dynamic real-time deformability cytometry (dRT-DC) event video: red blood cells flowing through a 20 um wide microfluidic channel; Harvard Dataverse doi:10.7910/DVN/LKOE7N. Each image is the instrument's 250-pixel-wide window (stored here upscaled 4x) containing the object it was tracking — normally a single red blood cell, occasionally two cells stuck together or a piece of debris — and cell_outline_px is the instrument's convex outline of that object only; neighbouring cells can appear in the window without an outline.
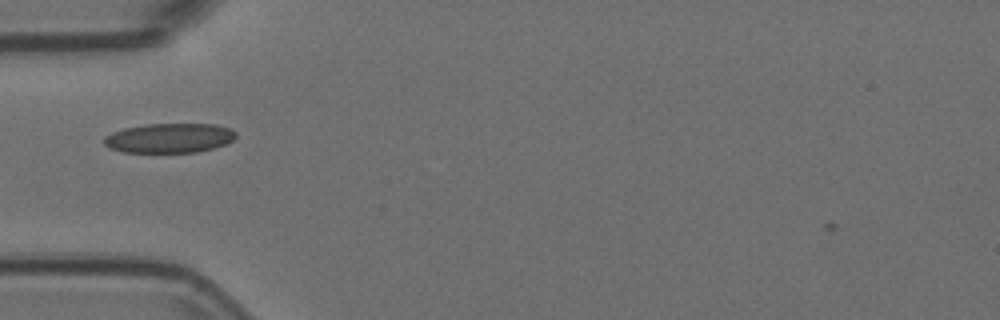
{"species": "Egyptian fruit bat (a non-hibernating species)", "species_latin": "Rousettus aegyptiacus", "temperature_condition": "room temperature", "stored_images_in_passage": 32, "camera_frame_rate_fps": 3000, "um_per_image_px": 0.085, "animal": {"sex": "female"}, "frame": {"image": 1, "passage_image": 2, "time_ms": 0.333, "image_size_px": [1000, 320], "cell_outline_px": [[236, 136], [232, 140], [224, 144], [212, 148], [196, 152], [124, 152], [112, 148], [104, 144], [104, 136], [112, 132], [124, 128], [148, 124], [216, 124], [232, 128], [236, 132]], "centroid_in_image_um": [14.41, 11.72], "position_along_channel_um": 70.6, "area_um2": 22.6}}
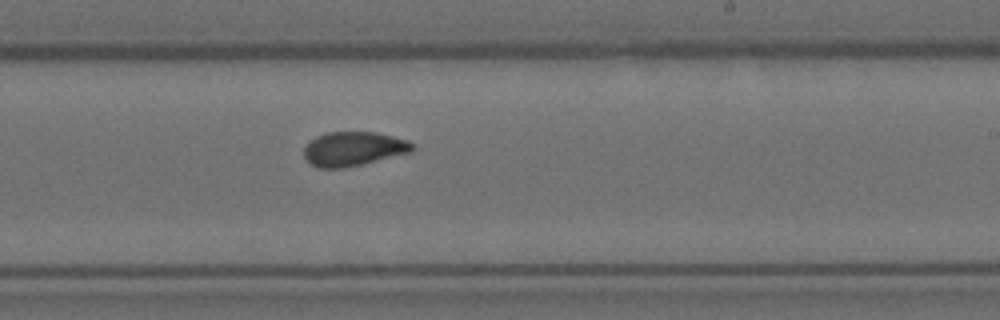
{"frame": {"image": 2, "passage_image": 17, "time_ms": 5.333, "image_size_px": [1000, 320], "cell_outline_px": [[412, 152], [344, 168], [316, 168], [304, 156], [304, 148], [316, 136], [328, 132], [376, 132], [408, 140], [412, 144]], "centroid_in_image_um": [30.04, 12.65], "position_along_channel_um": 259.0, "area_um2": 21.39}}
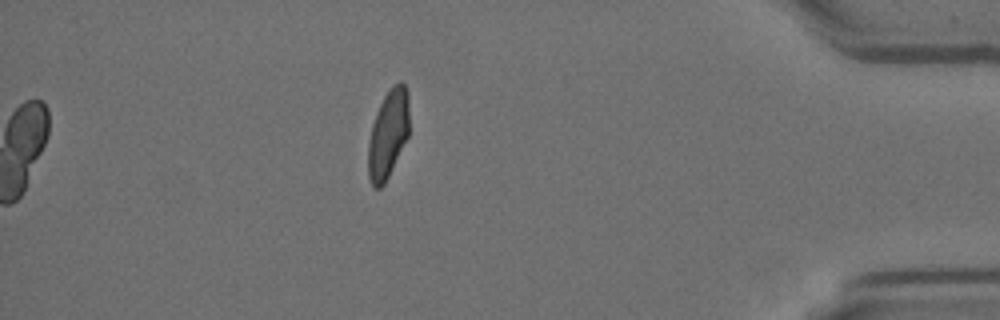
{"frame": {"image": 3, "passage_image": 32, "time_ms": 10.333, "image_size_px": [1000, 320], "cell_outline_px": [[408, 136], [384, 184], [380, 188], [372, 188], [368, 176], [368, 144], [372, 124], [376, 112], [388, 88], [392, 84], [400, 80], [404, 84], [408, 92]], "centroid_in_image_um": [32.97, 11.37], "position_along_channel_um": 402.2, "area_um2": 21.15}, "authors_computed_cell_mechanics": {"area_um2": 21.8195, "velocity_mm_per_s": 3.7503, "shape_relaxation_time_tau1_ms": 6.7658, "shape_relaxation_time_tau2_ms": 1.1704, "deformation_change_tau1": 0.1829, "deformation_change_tau2": 0.0637}}